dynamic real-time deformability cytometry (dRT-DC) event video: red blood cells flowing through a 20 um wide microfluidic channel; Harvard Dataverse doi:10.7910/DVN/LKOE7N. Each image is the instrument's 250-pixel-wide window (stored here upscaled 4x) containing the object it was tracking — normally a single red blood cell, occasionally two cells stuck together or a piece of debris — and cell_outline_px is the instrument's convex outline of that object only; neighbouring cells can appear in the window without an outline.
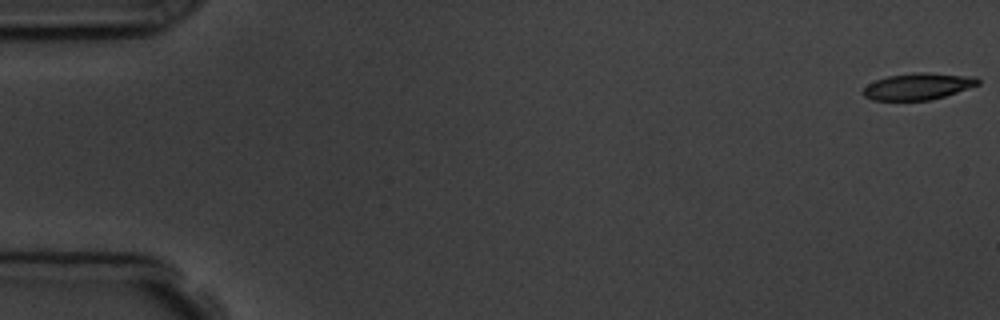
{"species": "common noctule bat (a hibernating species)", "species_latin": "Nyctalus noctula", "temperature_condition": "room temperature", "stored_images_in_passage": 6, "camera_frame_rate_fps": 3000, "um_per_image_px": 0.085, "animal": {"sex": "male", "body_mass_g": 19.5, "forearm_length_mm": 54.6}, "frame": {"image": 1, "passage_image": 1, "time_ms": 0.0, "image_size_px": [1000, 320], "cell_outline_px": [[980, 84], [944, 96], [928, 100], [872, 100], [864, 96], [860, 92], [868, 84], [876, 80], [888, 76], [912, 72], [928, 72], [976, 76], [980, 80]], "centroid_in_image_um": [78.03, 7.32], "position_along_channel_um": 7.0, "area_um2": 17.92}}
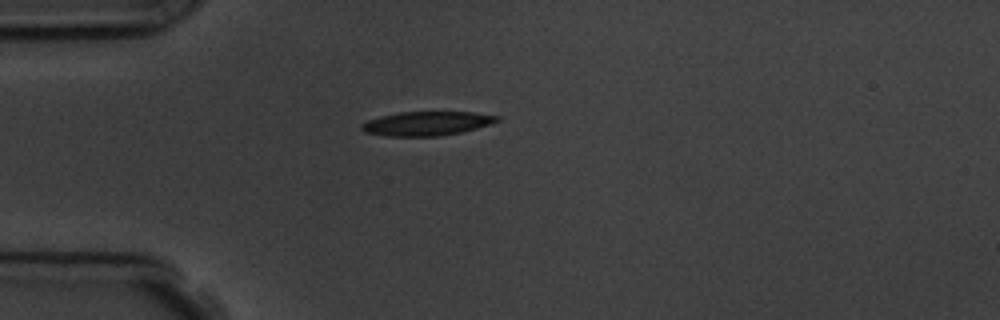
{"frame": {"image": 2, "passage_image": 5, "time_ms": 4.667, "image_size_px": [1000, 320], "cell_outline_px": [[500, 120], [476, 128], [460, 132], [440, 136], [388, 136], [364, 132], [360, 128], [360, 124], [368, 120], [380, 116], [400, 112], [472, 112], [500, 116]], "centroid_in_image_um": [36.24, 10.49], "position_along_channel_um": 48.8, "area_um2": 18.9}}